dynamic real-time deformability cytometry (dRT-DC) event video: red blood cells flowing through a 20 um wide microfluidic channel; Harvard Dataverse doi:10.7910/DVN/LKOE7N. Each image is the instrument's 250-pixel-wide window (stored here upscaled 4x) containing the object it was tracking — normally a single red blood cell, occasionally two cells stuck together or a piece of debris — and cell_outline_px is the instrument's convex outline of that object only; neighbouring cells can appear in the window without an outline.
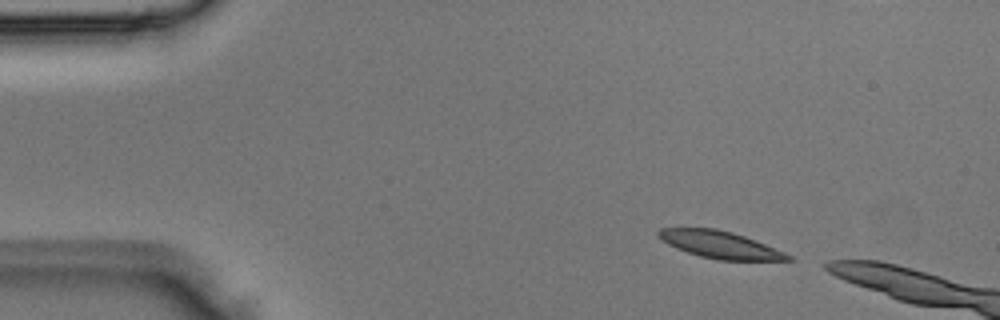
{"species": "Egyptian fruit bat (a non-hibernating species)", "species_latin": "Rousettus aegyptiacus", "temperature_condition": "room temperature", "stored_images_in_passage": 2, "camera_frame_rate_fps": 3000, "um_per_image_px": 0.085, "animal": {"sex": "male"}, "frame": {"image": 1, "passage_image": 1, "time_ms": 0.0, "image_size_px": [1000, 320], "cell_outline_px": [[792, 260], [720, 260], [700, 256], [676, 248], [660, 240], [656, 236], [656, 232], [660, 228], [716, 228], [732, 232], [744, 236], [784, 252], [792, 256]], "centroid_in_image_um": [61.14, 20.79], "position_along_channel_um": 23.9, "area_um2": 20.35}}